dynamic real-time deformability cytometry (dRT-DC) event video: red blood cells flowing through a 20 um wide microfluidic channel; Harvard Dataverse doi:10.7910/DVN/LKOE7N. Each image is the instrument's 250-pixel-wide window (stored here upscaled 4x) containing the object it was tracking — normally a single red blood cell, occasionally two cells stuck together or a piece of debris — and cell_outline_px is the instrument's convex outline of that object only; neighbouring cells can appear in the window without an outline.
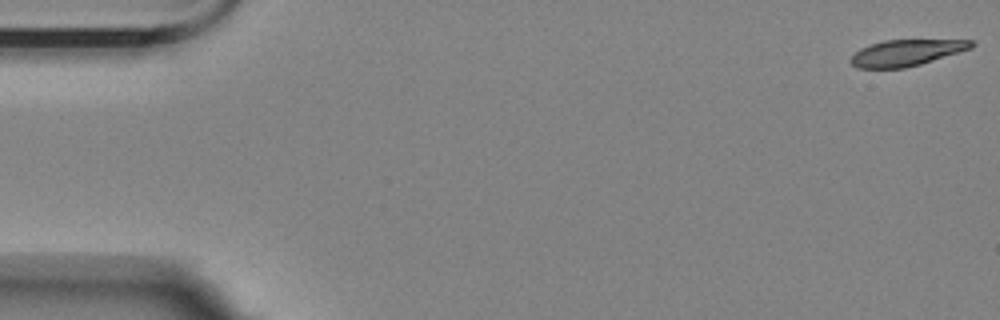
{"species": "Egyptian fruit bat (a non-hibernating species)", "species_latin": "Rousettus aegyptiacus", "temperature_condition": "room temperature", "stored_images_in_passage": 4, "camera_frame_rate_fps": 3000, "um_per_image_px": 0.085, "animal": {"sex": "female"}, "frame": {"image": 1, "passage_image": 1, "time_ms": 0.0, "image_size_px": [1000, 320], "cell_outline_px": [[976, 44], [972, 48], [920, 64], [904, 68], [856, 68], [848, 60], [860, 48], [884, 40], [972, 40]], "centroid_in_image_um": [77.02, 4.48], "position_along_channel_um": 8.0, "area_um2": 18.32}}